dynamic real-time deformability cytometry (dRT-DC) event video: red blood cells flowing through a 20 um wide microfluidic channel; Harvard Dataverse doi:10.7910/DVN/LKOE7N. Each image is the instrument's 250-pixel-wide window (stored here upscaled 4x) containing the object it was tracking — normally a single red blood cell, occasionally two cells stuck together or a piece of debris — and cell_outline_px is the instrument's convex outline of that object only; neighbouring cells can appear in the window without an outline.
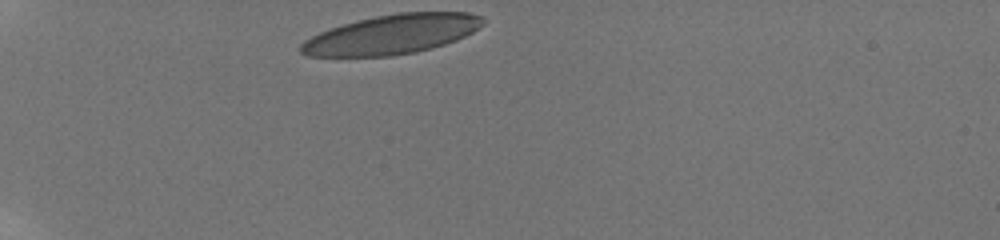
{"species": "human", "species_latin": "Homo sapiens", "temperature_condition": "room temperature", "stored_images_in_passage": 3, "camera_frame_rate_fps": 3000, "um_per_image_px": 0.085, "donor": {"sex": "male"}, "frame": {"image": 1, "passage_image": 1, "time_ms": 0.0, "image_size_px": [1000, 240], "cell_outline_px": [[484, 24], [472, 32], [456, 40], [432, 48], [416, 52], [388, 56], [304, 56], [300, 52], [300, 44], [304, 40], [320, 32], [356, 20], [396, 12], [468, 12], [484, 16]], "centroid_in_image_um": [33.32, 2.91], "position_along_channel_um": 51.7, "area_um2": 41.85}}
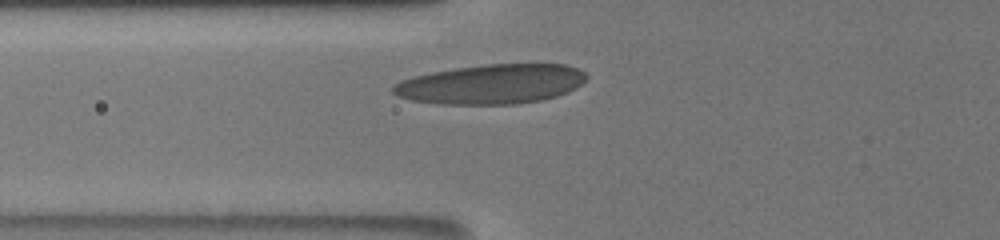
{"frame": {"image": 2, "passage_image": 3, "time_ms": 2.0, "image_size_px": [1000, 240], "cell_outline_px": [[588, 76], [576, 88], [568, 92], [556, 96], [540, 100], [516, 104], [436, 104], [412, 100], [400, 96], [392, 92], [392, 84], [400, 80], [432, 72], [456, 68], [484, 64], [568, 64], [584, 72]], "centroid_in_image_um": [41.76, 7.15], "position_along_channel_um": 84.0, "area_um2": 44.56}}